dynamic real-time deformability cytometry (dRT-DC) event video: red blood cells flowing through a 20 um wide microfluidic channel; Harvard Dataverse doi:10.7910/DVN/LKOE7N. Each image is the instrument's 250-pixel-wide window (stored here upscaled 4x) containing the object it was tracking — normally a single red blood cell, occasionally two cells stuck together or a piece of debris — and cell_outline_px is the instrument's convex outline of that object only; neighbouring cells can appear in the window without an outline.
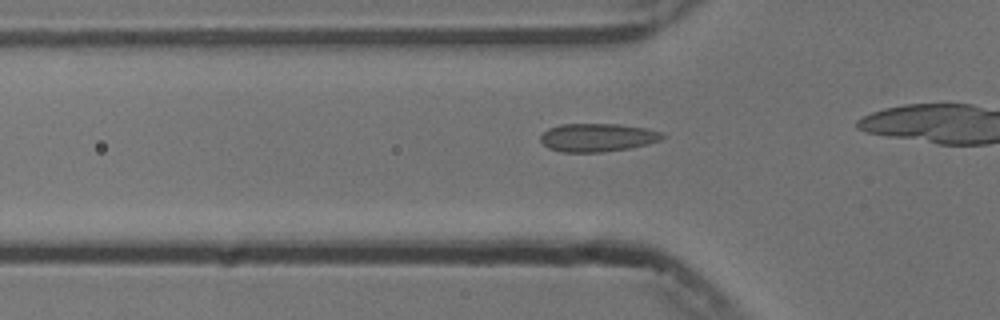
{"species": "common noctule bat (a hibernating species)", "species_latin": "Nyctalus noctula", "temperature_condition": "cold", "stored_images_in_passage": 10, "camera_frame_rate_fps": 3000, "um_per_image_px": 0.085, "animal": {"sex": "male", "body_mass_g": 13.3}, "frame": {"image": 1, "passage_image": 5, "time_ms": 1.333, "image_size_px": [1000, 320], "cell_outline_px": [[668, 136], [660, 140], [648, 144], [628, 148], [600, 152], [560, 152], [548, 148], [540, 140], [540, 136], [548, 128], [560, 124], [620, 124], [644, 128], [664, 132]], "centroid_in_image_um": [50.8, 11.68], "position_along_channel_um": 75.0, "area_um2": 20.17}}
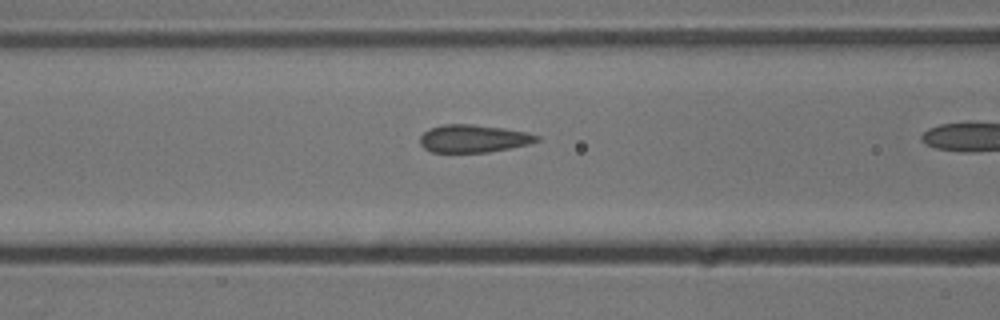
{"frame": {"image": 2, "passage_image": 9, "time_ms": 2.667, "image_size_px": [1000, 320], "cell_outline_px": [[540, 140], [532, 144], [488, 152], [432, 152], [424, 148], [420, 144], [420, 136], [428, 128], [440, 124], [472, 124], [504, 128], [528, 132], [540, 136]], "centroid_in_image_um": [40.26, 11.77], "position_along_channel_um": 126.3, "area_um2": 19.13}}